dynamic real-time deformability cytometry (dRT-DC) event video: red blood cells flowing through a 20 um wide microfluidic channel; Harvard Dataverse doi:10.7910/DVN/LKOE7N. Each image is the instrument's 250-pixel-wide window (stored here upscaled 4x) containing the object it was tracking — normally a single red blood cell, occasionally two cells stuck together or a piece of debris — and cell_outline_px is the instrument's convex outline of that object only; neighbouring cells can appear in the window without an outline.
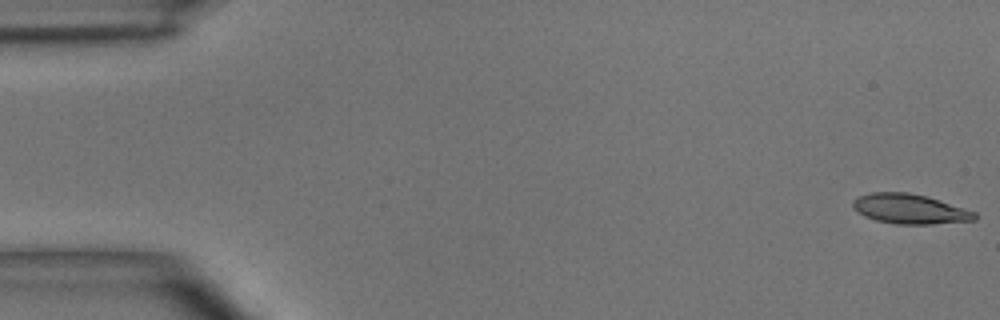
{"species": "common noctule bat (a hibernating species)", "species_latin": "Nyctalus noctula", "temperature_condition": "room temperature", "stored_images_in_passage": 51, "camera_frame_rate_fps": 3000, "um_per_image_px": 0.085, "animal": {"sex": "male", "body_mass_g": 15.6}, "frame": {"image": 1, "passage_image": 1, "time_ms": 0.0, "image_size_px": [1000, 320], "cell_outline_px": [[980, 216], [976, 220], [932, 224], [896, 224], [876, 220], [864, 216], [852, 208], [852, 200], [860, 196], [872, 192], [908, 192], [924, 196], [964, 208], [976, 212]], "centroid_in_image_um": [77.33, 17.77], "position_along_channel_um": 7.7, "area_um2": 21.1}}
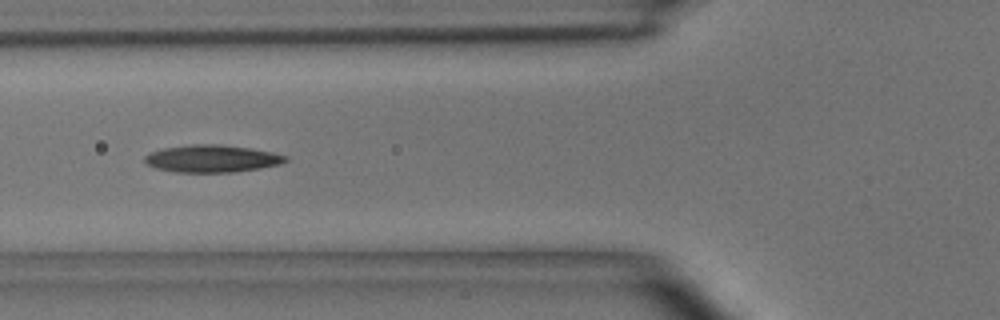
{"frame": {"image": 2, "passage_image": 19, "time_ms": 6.0, "image_size_px": [1000, 320], "cell_outline_px": [[288, 160], [280, 164], [260, 168], [232, 172], [172, 172], [156, 168], [148, 164], [144, 160], [144, 156], [152, 152], [164, 148], [192, 144], [216, 144], [252, 148], [272, 152], [288, 156]], "centroid_in_image_um": [18.03, 13.48], "position_along_channel_um": 107.8, "area_um2": 22.37}}
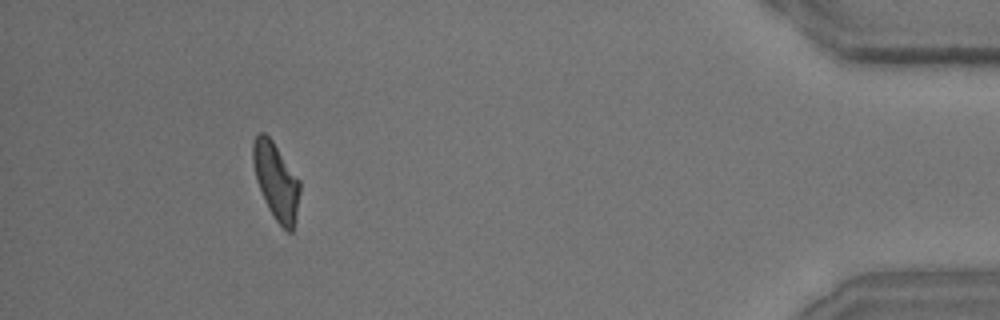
{"frame": {"image": 3, "passage_image": 47, "time_ms": 15.333, "image_size_px": [1000, 320], "cell_outline_px": [[300, 192], [296, 220], [292, 232], [288, 232], [276, 220], [268, 208], [256, 180], [252, 160], [252, 144], [256, 136], [260, 132], [264, 132], [272, 140], [300, 180]], "centroid_in_image_um": [23.47, 15.39], "position_along_channel_um": 411.7, "area_um2": 20.92}, "authors_computed_cell_mechanics": {"area_um2": 21.2126, "velocity_mm_per_s": 3.9033, "shape_relaxation_time_tau1_ms": 8.7166, "shape_relaxation_time_tau2_ms": 3.582, "deformation_change_tau1": 0.2372, "deformation_change_tau2": 0.1237}}